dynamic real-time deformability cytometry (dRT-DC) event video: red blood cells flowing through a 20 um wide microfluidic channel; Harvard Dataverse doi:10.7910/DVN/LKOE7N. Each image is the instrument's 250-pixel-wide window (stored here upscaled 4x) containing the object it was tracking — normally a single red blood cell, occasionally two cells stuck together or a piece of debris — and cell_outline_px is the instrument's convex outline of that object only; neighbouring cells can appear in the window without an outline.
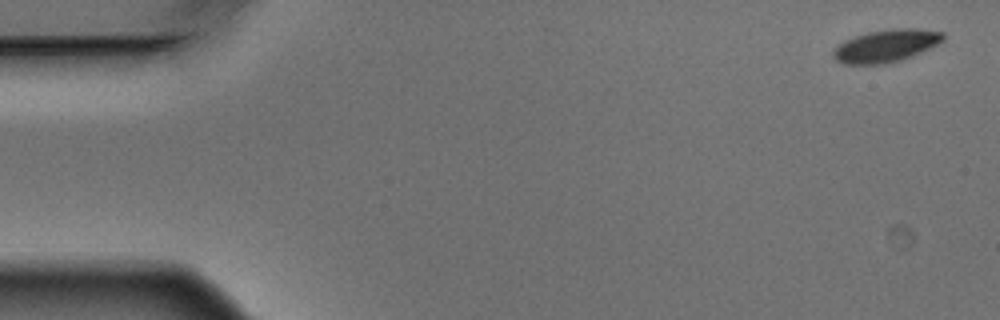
{"species": "Egyptian fruit bat (a non-hibernating species)", "species_latin": "Rousettus aegyptiacus", "temperature_condition": "warm", "stored_images_in_passage": 4, "camera_frame_rate_fps": 3000, "um_per_image_px": 0.085, "animal": {"sex": "male"}, "frame": {"image": 1, "passage_image": 1, "time_ms": 0.0, "image_size_px": [1000, 320], "cell_outline_px": [[944, 40], [912, 56], [900, 60], [884, 64], [844, 64], [836, 60], [832, 56], [832, 52], [844, 40], [868, 32], [896, 28], [916, 28], [944, 32]], "centroid_in_image_um": [75.31, 3.89], "position_along_channel_um": 9.7, "area_um2": 20.63}}